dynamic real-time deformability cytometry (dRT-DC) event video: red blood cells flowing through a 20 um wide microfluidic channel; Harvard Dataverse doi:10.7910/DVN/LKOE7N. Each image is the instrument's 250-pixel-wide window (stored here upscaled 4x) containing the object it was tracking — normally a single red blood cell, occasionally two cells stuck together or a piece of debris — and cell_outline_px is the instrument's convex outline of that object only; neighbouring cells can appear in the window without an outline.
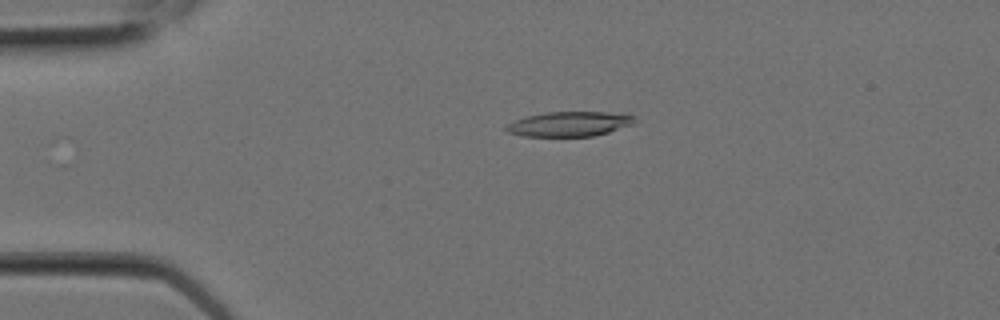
{"species": "Egyptian fruit bat (a non-hibernating species)", "species_latin": "Rousettus aegyptiacus", "temperature_condition": "room temperature", "stored_images_in_passage": 8, "camera_frame_rate_fps": 3000, "um_per_image_px": 0.085, "animal": {"sex": "female"}, "frame": {"image": 1, "passage_image": 5, "time_ms": 1.333, "image_size_px": [1000, 320], "cell_outline_px": [[636, 120], [632, 124], [608, 132], [592, 136], [520, 136], [508, 132], [504, 128], [504, 124], [524, 116], [548, 112], [608, 112], [636, 116]], "centroid_in_image_um": [48.32, 10.53], "position_along_channel_um": 36.7, "area_um2": 18.61}}
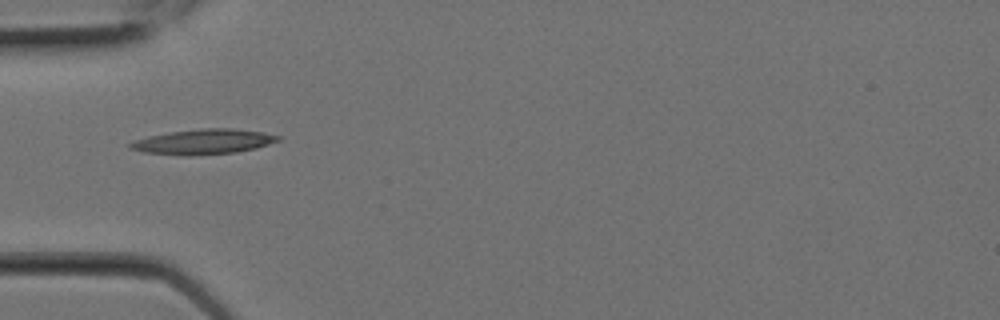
{"frame": {"image": 2, "passage_image": 7, "time_ms": 2.0, "image_size_px": [1000, 320], "cell_outline_px": [[280, 140], [256, 148], [236, 152], [188, 156], [184, 156], [144, 152], [128, 148], [128, 144], [136, 140], [148, 136], [172, 132], [200, 128], [232, 128], [264, 132], [280, 136]], "centroid_in_image_um": [17.3, 12.05], "position_along_channel_um": 67.7, "area_um2": 21.56}}
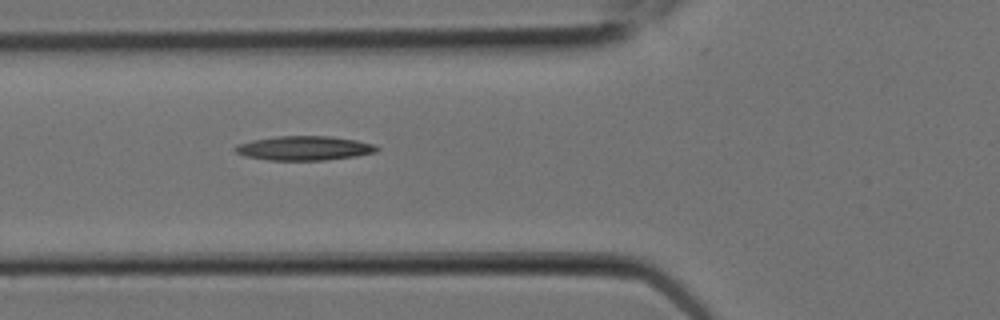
{"frame": {"image": 3, "passage_image": 8, "time_ms": 2.333, "image_size_px": [1000, 320], "cell_outline_px": [[380, 148], [376, 152], [356, 156], [324, 160], [268, 160], [244, 156], [236, 152], [232, 148], [236, 144], [252, 140], [276, 136], [332, 136], [356, 140], [376, 144]], "centroid_in_image_um": [25.85, 12.59], "position_along_channel_um": 99.9, "area_um2": 20.23}}